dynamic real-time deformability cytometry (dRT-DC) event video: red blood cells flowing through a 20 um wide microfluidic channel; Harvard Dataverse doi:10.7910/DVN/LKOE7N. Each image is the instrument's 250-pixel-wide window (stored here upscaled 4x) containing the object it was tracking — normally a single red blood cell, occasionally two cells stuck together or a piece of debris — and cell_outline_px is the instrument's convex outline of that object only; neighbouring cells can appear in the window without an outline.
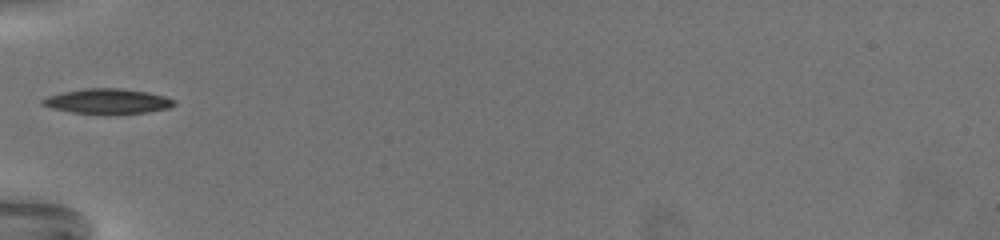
{"species": "common noctule bat (a hibernating species)", "species_latin": "Nyctalus noctula", "temperature_condition": "warm", "stored_images_in_passage": 44, "camera_frame_rate_fps": 3000, "um_per_image_px": 0.085, "animal": {"sex": "female", "body_mass_g": 19.5, "forearm_length_mm": 54.1}, "frame": {"image": 1, "passage_image": 1, "time_ms": 0.0, "image_size_px": [1000, 240], "cell_outline_px": [[176, 104], [168, 108], [148, 112], [108, 116], [72, 112], [52, 108], [40, 104], [40, 100], [48, 96], [64, 92], [84, 88], [120, 88], [148, 92], [164, 96], [176, 100]], "centroid_in_image_um": [9.16, 8.63], "position_along_channel_um": 75.8, "area_um2": 19.71}, "authors_computed_cell_mechanics": {"area_um2": 18.9584, "velocity_mm_per_s": 3.0474, "shape_relaxation_time_tau1_ms": 3.5115, "shape_relaxation_time_tau2_ms": 7.6698, "deformation_change_tau1": 0.172, "deformation_change_tau2": 0.1031}}